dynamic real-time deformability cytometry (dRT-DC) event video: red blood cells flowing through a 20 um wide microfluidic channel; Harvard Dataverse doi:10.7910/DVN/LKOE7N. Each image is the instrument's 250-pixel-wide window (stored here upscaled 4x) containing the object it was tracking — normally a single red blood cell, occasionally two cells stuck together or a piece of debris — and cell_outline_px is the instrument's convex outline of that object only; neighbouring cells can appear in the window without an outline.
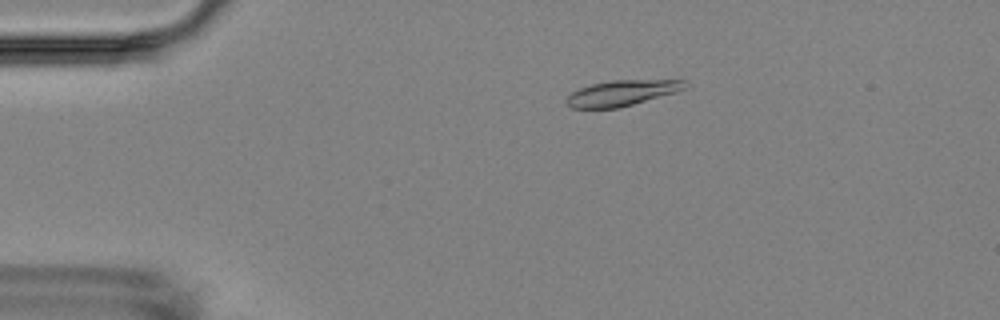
{"species": "Egyptian fruit bat (a non-hibernating species)", "species_latin": "Rousettus aegyptiacus", "temperature_condition": "room temperature", "stored_images_in_passage": 7, "camera_frame_rate_fps": 3000, "um_per_image_px": 0.085, "animal": {"sex": "female"}, "frame": {"image": 1, "passage_image": 4, "time_ms": 3.333, "image_size_px": [1000, 320], "cell_outline_px": [[688, 84], [684, 88], [676, 92], [620, 108], [572, 108], [564, 104], [564, 100], [572, 92], [580, 88], [592, 84], [612, 80], [684, 80]], "centroid_in_image_um": [52.82, 7.91], "position_along_channel_um": 32.2, "area_um2": 17.69}}
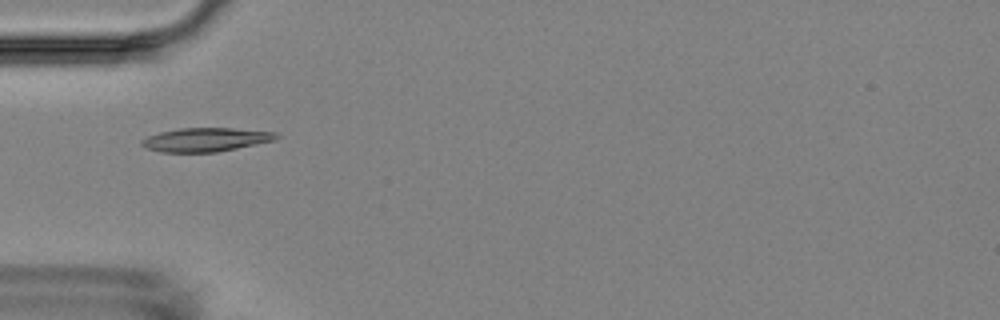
{"frame": {"image": 2, "passage_image": 6, "time_ms": 5.667, "image_size_px": [1000, 320], "cell_outline_px": [[280, 136], [276, 140], [216, 152], [160, 152], [144, 148], [140, 144], [140, 140], [148, 136], [160, 132], [180, 128], [232, 128], [276, 132]], "centroid_in_image_um": [17.46, 11.87], "position_along_channel_um": 67.5, "area_um2": 18.67}}